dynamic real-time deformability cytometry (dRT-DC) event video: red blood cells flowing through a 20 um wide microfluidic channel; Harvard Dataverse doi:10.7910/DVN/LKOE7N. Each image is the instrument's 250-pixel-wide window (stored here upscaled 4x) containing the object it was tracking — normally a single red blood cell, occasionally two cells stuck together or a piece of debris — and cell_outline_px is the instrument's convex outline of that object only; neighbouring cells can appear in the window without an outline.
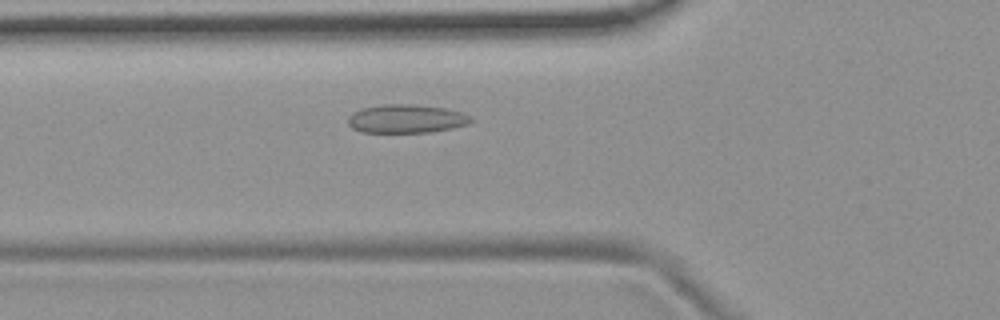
{"species": "common noctule bat (a hibernating species)", "species_latin": "Nyctalus noctula", "temperature_condition": "room temperature", "stored_images_in_passage": 47, "camera_frame_rate_fps": 3000, "um_per_image_px": 0.085, "animal": {"sex": "female", "body_mass_g": 19.9}, "frame": {"image": 1, "passage_image": 12, "time_ms": 3.667, "image_size_px": [1000, 320], "cell_outline_px": [[476, 120], [468, 124], [452, 128], [432, 132], [360, 132], [352, 128], [348, 124], [348, 116], [352, 112], [360, 108], [384, 104], [412, 104], [444, 108], [464, 112], [472, 116]], "centroid_in_image_um": [34.56, 10.09], "position_along_channel_um": 91.2, "area_um2": 20.75}}
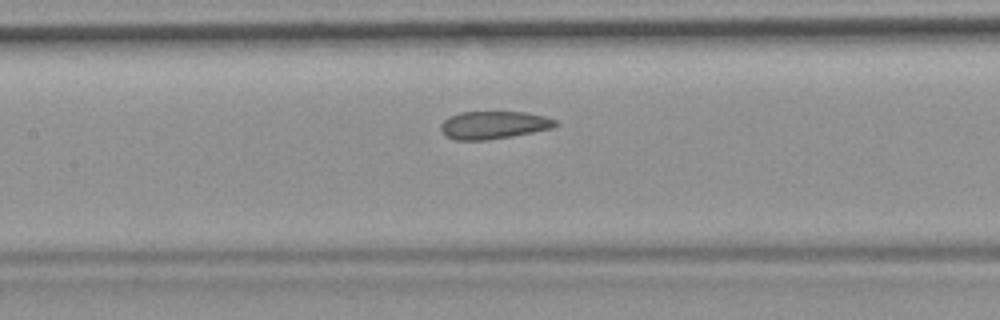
{"frame": {"image": 2, "passage_image": 18, "time_ms": 5.667, "image_size_px": [1000, 320], "cell_outline_px": [[560, 124], [552, 128], [512, 136], [484, 140], [456, 140], [444, 136], [440, 128], [440, 124], [448, 116], [460, 112], [524, 112], [544, 116], [556, 120]], "centroid_in_image_um": [41.93, 10.62], "position_along_channel_um": 165.5, "area_um2": 18.61}}
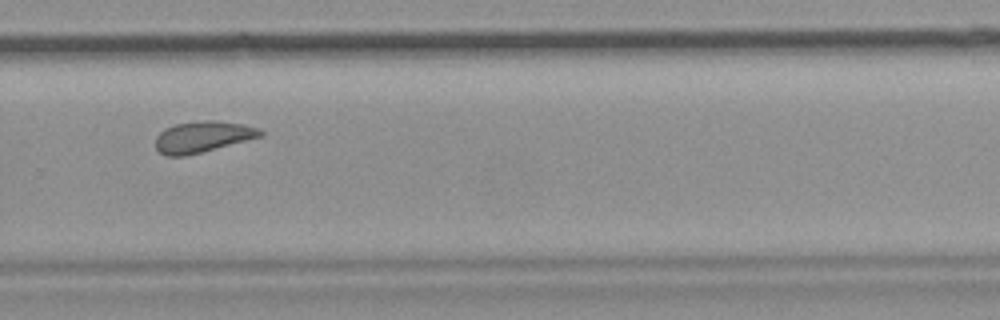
{"frame": {"image": 3, "passage_image": 30, "time_ms": 9.667, "image_size_px": [1000, 320], "cell_outline_px": [[264, 136], [184, 156], [164, 156], [156, 148], [156, 136], [164, 128], [176, 124], [200, 120], [212, 120], [244, 124], [256, 128], [264, 132]], "centroid_in_image_um": [17.21, 11.62], "position_along_channel_um": 312.6, "area_um2": 18.96}, "authors_computed_cell_mechanics": {"area_um2": 19.652, "velocity_mm_per_s": 3.6975, "shape_relaxation_time_tau1_ms": null, "shape_relaxation_time_tau2_ms": 1.9767, "deformation_change_tau1": null, "deformation_change_tau2": 0.0841}}